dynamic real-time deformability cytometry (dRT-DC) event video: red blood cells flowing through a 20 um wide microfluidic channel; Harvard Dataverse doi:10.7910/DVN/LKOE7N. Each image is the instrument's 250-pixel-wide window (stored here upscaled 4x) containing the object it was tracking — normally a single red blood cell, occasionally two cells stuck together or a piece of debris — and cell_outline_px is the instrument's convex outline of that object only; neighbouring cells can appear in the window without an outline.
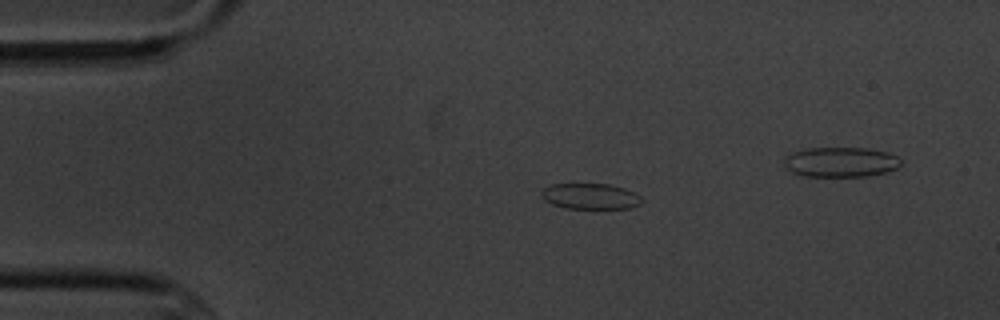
{"species": "common noctule bat (a hibernating species)", "species_latin": "Nyctalus noctula", "temperature_condition": "cold", "stored_images_in_passage": 7, "segment_of_instrument_passage": [1, 2], "camera_frame_rate_fps": 3000, "um_per_image_px": 0.085, "animal": {"sex": "male", "body_mass_g": 20.1, "forearm_length_mm": 53.5}, "frame": {"image": 1, "passage_image": 2, "time_ms": 1.333, "image_size_px": [1000, 320], "cell_outline_px": [[640, 204], [632, 208], [564, 208], [552, 204], [544, 200], [540, 192], [544, 188], [552, 184], [608, 184], [624, 188], [640, 196]], "centroid_in_image_um": [50.14, 16.68], "position_along_channel_um": 34.9, "area_um2": 14.91}}
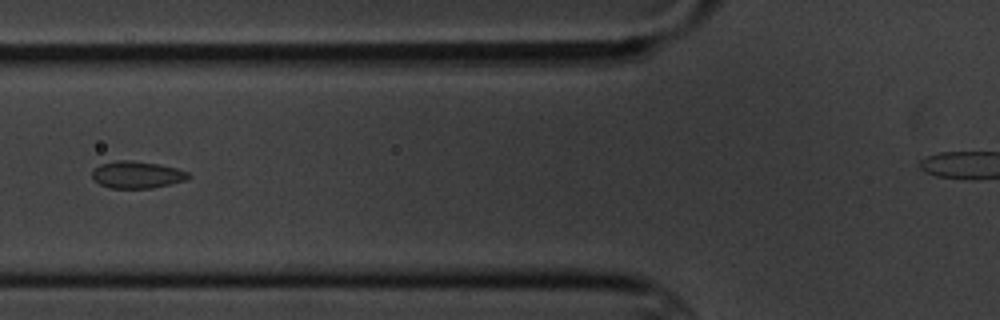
{"frame": {"image": 2, "passage_image": 5, "time_ms": 4.667, "image_size_px": [1000, 320], "cell_outline_px": [[192, 176], [184, 180], [152, 188], [108, 188], [92, 180], [92, 172], [100, 164], [116, 160], [132, 160], [160, 164], [176, 168], [188, 172]], "centroid_in_image_um": [11.61, 14.84], "position_along_channel_um": 114.2, "area_um2": 15.2}}
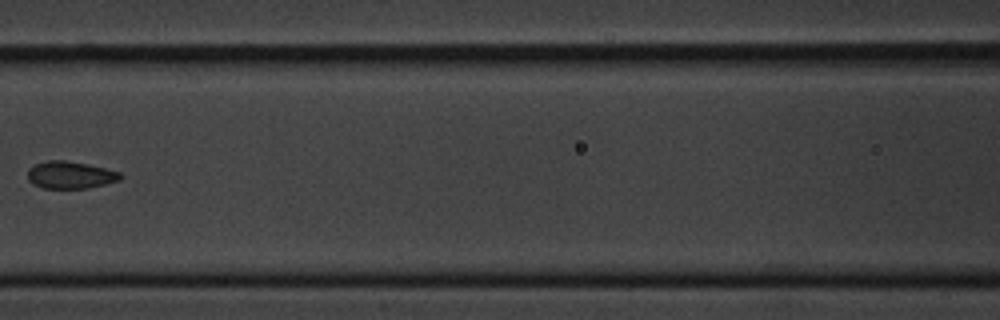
{"frame": {"image": 3, "passage_image": 6, "time_ms": 6.0, "image_size_px": [1000, 320], "cell_outline_px": [[124, 176], [120, 180], [88, 188], [44, 188], [32, 184], [28, 180], [28, 168], [36, 164], [48, 160], [64, 160], [88, 164], [120, 172]], "centroid_in_image_um": [5.97, 14.87], "position_along_channel_um": 160.6, "area_um2": 14.74}}